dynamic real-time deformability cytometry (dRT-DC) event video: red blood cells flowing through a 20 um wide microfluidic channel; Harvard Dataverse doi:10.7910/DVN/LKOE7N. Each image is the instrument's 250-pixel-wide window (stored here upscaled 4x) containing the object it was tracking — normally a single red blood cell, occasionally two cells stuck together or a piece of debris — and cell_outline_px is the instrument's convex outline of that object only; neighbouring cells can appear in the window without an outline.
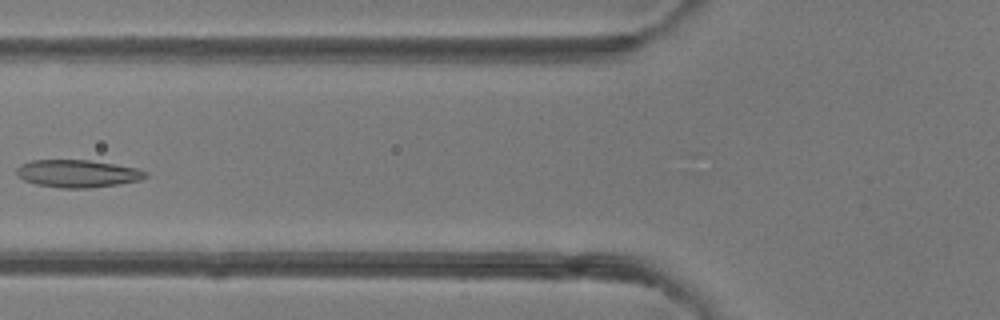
{"species": "common noctule bat (a hibernating species)", "species_latin": "Nyctalus noctula", "temperature_condition": "room temperature", "stored_images_in_passage": 5, "camera_frame_rate_fps": 3000, "um_per_image_px": 0.085, "animal": {"sex": "female"}, "frame": {"image": 1, "passage_image": 5, "time_ms": 4.667, "image_size_px": [1000, 320], "cell_outline_px": [[148, 176], [140, 180], [120, 184], [92, 188], [60, 188], [36, 184], [24, 180], [16, 176], [16, 168], [20, 164], [32, 160], [88, 160], [116, 164], [136, 168], [148, 172]], "centroid_in_image_um": [6.59, 14.76], "position_along_channel_um": 119.2, "area_um2": 20.92}}